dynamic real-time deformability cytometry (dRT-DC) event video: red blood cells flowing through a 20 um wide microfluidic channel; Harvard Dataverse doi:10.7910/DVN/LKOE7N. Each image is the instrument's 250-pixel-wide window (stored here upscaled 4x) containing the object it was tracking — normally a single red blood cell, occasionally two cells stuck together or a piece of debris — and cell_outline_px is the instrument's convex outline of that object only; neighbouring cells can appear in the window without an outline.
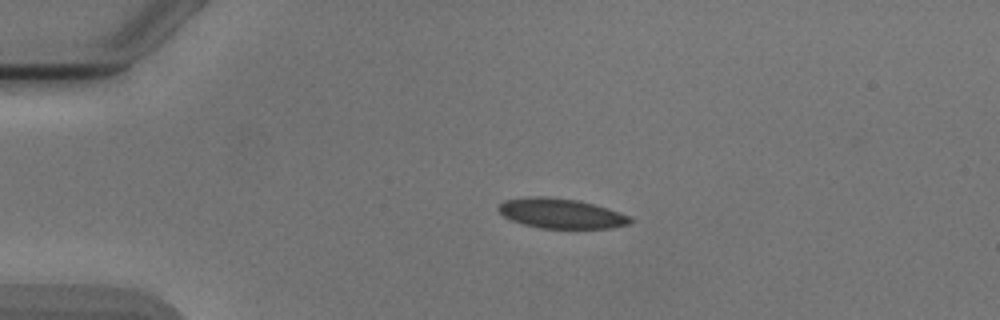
{"species": "Egyptian fruit bat (a non-hibernating species)", "species_latin": "Rousettus aegyptiacus", "temperature_condition": "cold", "stored_images_in_passage": 5, "camera_frame_rate_fps": 3000, "um_per_image_px": 0.085, "animal": {"sex": "male"}, "frame": {"image": 1, "passage_image": 3, "time_ms": 2.333, "image_size_px": [1000, 320], "cell_outline_px": [[632, 220], [628, 224], [612, 228], [540, 228], [524, 224], [512, 220], [504, 216], [496, 208], [504, 200], [524, 196], [544, 196], [576, 200], [592, 204], [628, 216]], "centroid_in_image_um": [47.6, 18.13], "position_along_channel_um": 37.4, "area_um2": 22.6}}